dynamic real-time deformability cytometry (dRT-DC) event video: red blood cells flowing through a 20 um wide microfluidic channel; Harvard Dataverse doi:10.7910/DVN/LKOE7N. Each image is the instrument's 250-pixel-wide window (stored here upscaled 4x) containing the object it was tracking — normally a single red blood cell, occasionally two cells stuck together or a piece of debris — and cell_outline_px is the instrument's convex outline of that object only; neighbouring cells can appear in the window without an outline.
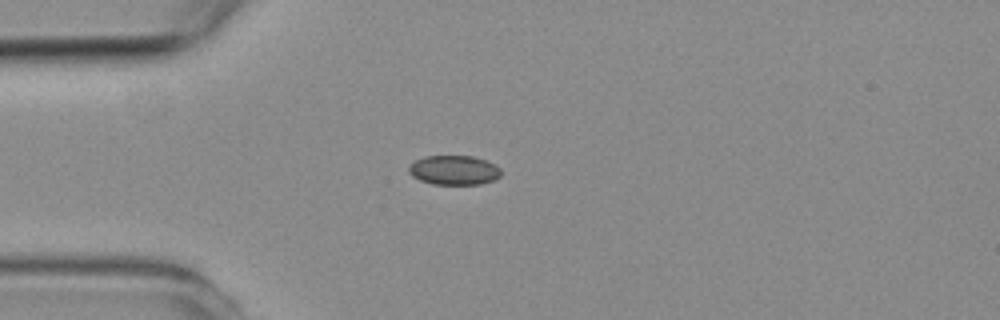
{"species": "common noctule bat (a hibernating species)", "species_latin": "Nyctalus noctula", "temperature_condition": "room temperature", "stored_images_in_passage": 3, "camera_frame_rate_fps": 3000, "um_per_image_px": 0.085, "animal": {"sex": "female", "body_mass_g": 19.3, "forearm_length_mm": 54.1}, "frame": {"image": 1, "passage_image": 1, "time_ms": 0.0, "image_size_px": [1000, 320], "cell_outline_px": [[500, 176], [492, 180], [480, 184], [432, 184], [420, 180], [412, 176], [408, 172], [408, 168], [416, 160], [424, 156], [472, 156], [488, 160], [496, 164], [500, 168]], "centroid_in_image_um": [38.6, 14.45], "position_along_channel_um": 46.4, "area_um2": 15.84}}